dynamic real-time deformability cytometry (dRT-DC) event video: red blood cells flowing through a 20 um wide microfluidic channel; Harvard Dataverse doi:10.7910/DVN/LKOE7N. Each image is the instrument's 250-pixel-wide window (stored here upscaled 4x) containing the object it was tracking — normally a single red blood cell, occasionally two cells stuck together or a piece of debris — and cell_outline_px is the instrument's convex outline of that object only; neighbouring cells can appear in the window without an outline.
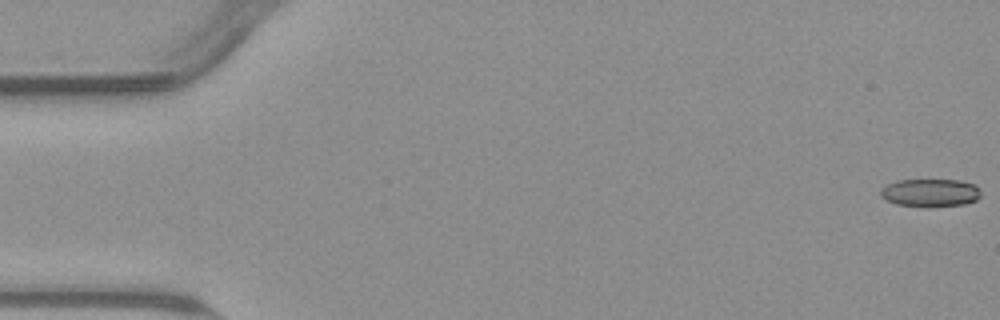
{"species": "common noctule bat (a hibernating species)", "species_latin": "Nyctalus noctula", "temperature_condition": "warm", "stored_images_in_passage": 55, "camera_frame_rate_fps": 3000, "um_per_image_px": 0.085, "animal": {"sex": "male", "body_mass_g": 23.1, "forearm_length_mm": 52.7}, "frame": {"image": 1, "passage_image": 1, "time_ms": 0.0, "image_size_px": [1000, 320], "cell_outline_px": [[980, 196], [976, 200], [964, 204], [896, 204], [884, 200], [880, 196], [880, 188], [896, 180], [960, 180], [976, 184], [980, 188]], "centroid_in_image_um": [79.07, 16.33], "position_along_channel_um": 5.9, "area_um2": 15.78}}
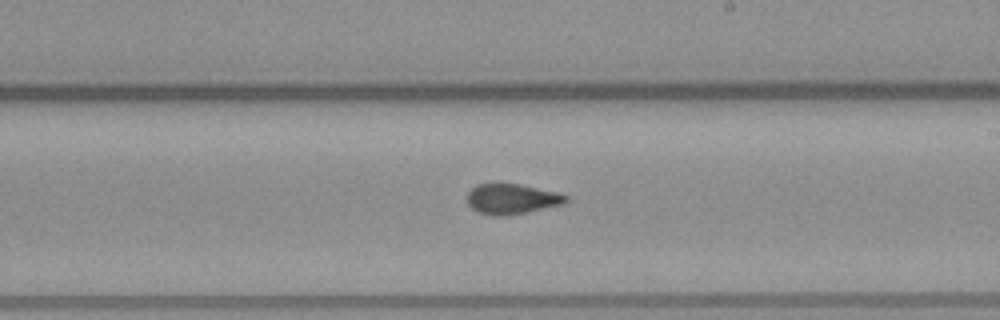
{"frame": {"image": 2, "passage_image": 32, "time_ms": 10.333, "image_size_px": [1000, 320], "cell_outline_px": [[568, 200], [564, 204], [524, 212], [500, 216], [496, 216], [480, 212], [472, 208], [468, 204], [468, 192], [476, 184], [520, 184], [560, 192], [568, 196]], "centroid_in_image_um": [43.54, 16.89], "position_along_channel_um": 245.5, "area_um2": 17.22}}
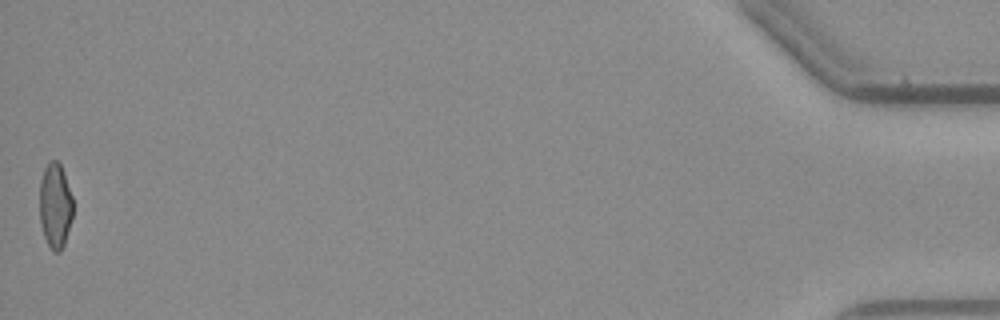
{"frame": {"image": 3, "passage_image": 55, "time_ms": 18.0, "image_size_px": [1000, 320], "cell_outline_px": [[72, 220], [64, 244], [60, 252], [52, 252], [44, 236], [40, 224], [40, 180], [44, 168], [52, 160], [56, 160], [60, 164], [64, 172], [72, 196]], "centroid_in_image_um": [4.69, 17.5], "position_along_channel_um": 430.5, "area_um2": 16.59}, "authors_computed_cell_mechanics": {"area_um2": 17.5134, "velocity_mm_per_s": 3.8011, "shape_relaxation_time_tau1_ms": null, "shape_relaxation_time_tau2_ms": 1.73, "deformation_change_tau1": null, "deformation_change_tau2": 0.069}}